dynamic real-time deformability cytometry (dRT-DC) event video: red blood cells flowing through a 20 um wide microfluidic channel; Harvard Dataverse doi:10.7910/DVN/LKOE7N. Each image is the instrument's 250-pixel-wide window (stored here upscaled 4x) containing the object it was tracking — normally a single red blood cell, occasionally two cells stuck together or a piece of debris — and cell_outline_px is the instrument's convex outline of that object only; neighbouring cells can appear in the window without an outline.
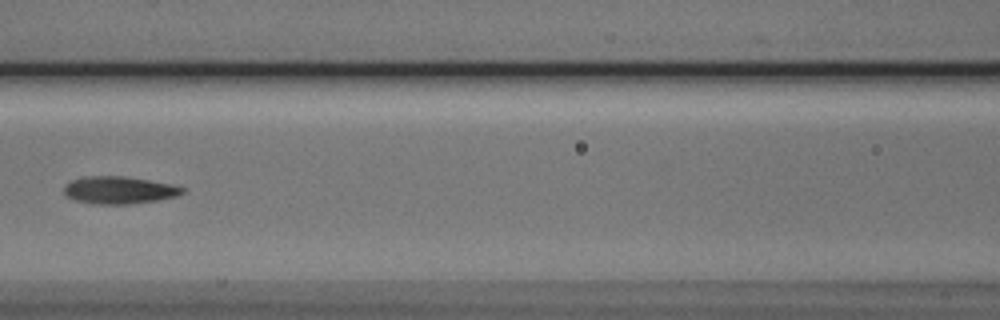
{"species": "Egyptian fruit bat (a non-hibernating species)", "species_latin": "Rousettus aegyptiacus", "temperature_condition": "cold", "stored_images_in_passage": 9, "camera_frame_rate_fps": 3000, "um_per_image_px": 0.085, "animal": {"sex": "male"}, "frame": {"image": 1, "passage_image": 6, "time_ms": 6.0, "image_size_px": [1000, 320], "cell_outline_px": [[184, 192], [176, 196], [156, 200], [132, 204], [100, 204], [76, 200], [68, 196], [64, 192], [64, 184], [72, 180], [84, 176], [124, 176], [172, 184], [184, 188]], "centroid_in_image_um": [10.12, 16.15], "position_along_channel_um": 156.5, "area_um2": 18.73}}
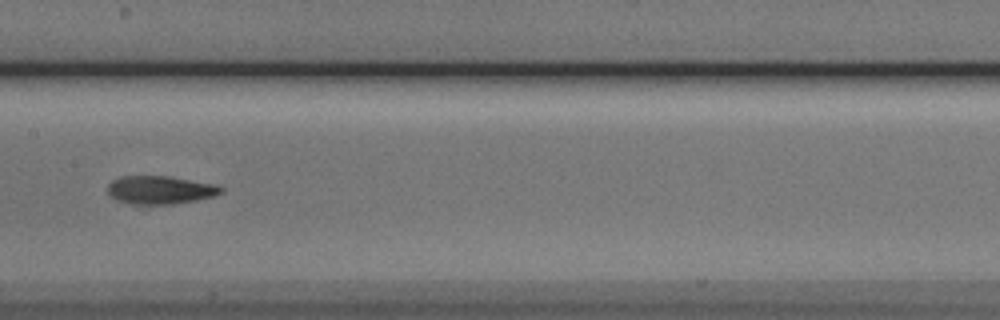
{"frame": {"image": 2, "passage_image": 7, "time_ms": 7.0, "image_size_px": [1000, 320], "cell_outline_px": [[224, 192], [216, 196], [196, 200], [172, 204], [128, 204], [116, 200], [108, 192], [108, 184], [112, 180], [120, 176], [168, 176], [216, 184], [224, 188]], "centroid_in_image_um": [13.64, 16.14], "position_along_channel_um": 193.8, "area_um2": 18.79}}
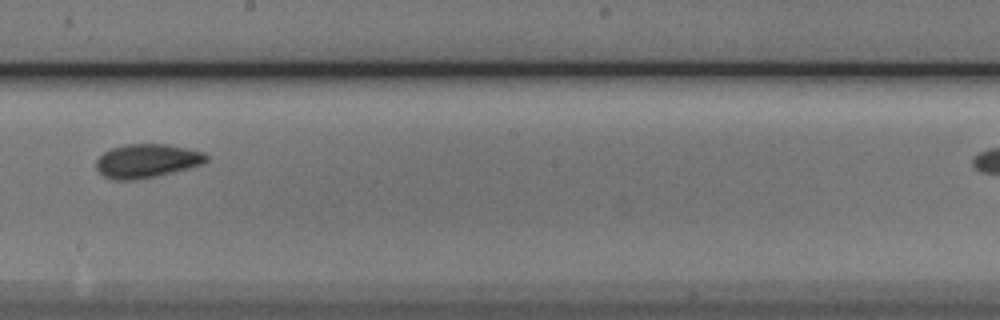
{"frame": {"image": 3, "passage_image": 9, "time_ms": 10.333, "image_size_px": [1000, 320], "cell_outline_px": [[208, 160], [204, 164], [172, 172], [132, 180], [116, 180], [104, 176], [96, 168], [96, 160], [104, 152], [112, 148], [124, 144], [168, 144], [188, 148], [204, 152], [208, 156]], "centroid_in_image_um": [12.5, 13.65], "position_along_channel_um": 235.7, "area_um2": 21.56}}